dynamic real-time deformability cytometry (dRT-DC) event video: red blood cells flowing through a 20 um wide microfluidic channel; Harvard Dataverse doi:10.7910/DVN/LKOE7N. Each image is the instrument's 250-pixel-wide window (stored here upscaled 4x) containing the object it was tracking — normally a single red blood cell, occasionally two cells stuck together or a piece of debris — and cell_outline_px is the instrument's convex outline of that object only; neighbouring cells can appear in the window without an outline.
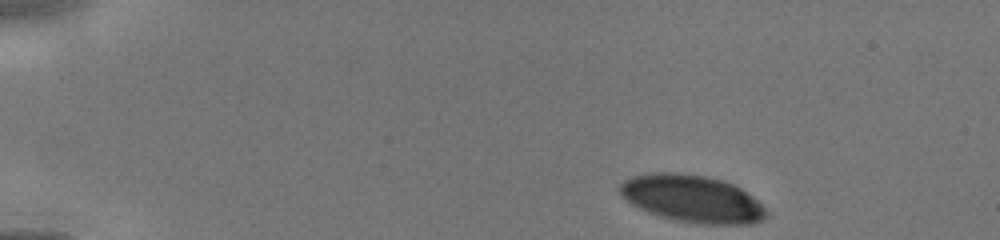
{"species": "human", "species_latin": "Homo sapiens", "temperature_condition": "cold", "stored_images_in_passage": 52, "camera_frame_rate_fps": 3000, "um_per_image_px": 0.085, "donor": {"sex": "male"}, "frame": {"image": 1, "passage_image": 1, "time_ms": 0.0, "image_size_px": [1000, 240], "cell_outline_px": [[768, 216], [764, 220], [752, 224], [704, 224], [676, 220], [660, 216], [648, 212], [632, 204], [620, 192], [620, 184], [624, 180], [632, 176], [652, 172], [676, 172], [704, 176], [724, 180], [740, 188], [752, 196], [768, 212]], "centroid_in_image_um": [58.86, 16.89], "position_along_channel_um": 26.1, "area_um2": 40.17}}
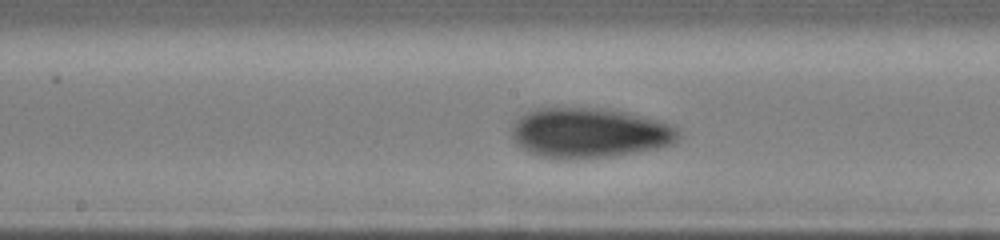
{"frame": {"image": 2, "passage_image": 30, "time_ms": 6.0, "image_size_px": [1000, 240], "cell_outline_px": [[680, 136], [672, 144], [660, 148], [616, 156], [568, 160], [540, 156], [528, 152], [512, 136], [512, 124], [520, 116], [536, 108], [596, 108], [624, 112], [672, 124], [680, 132]], "centroid_in_image_um": [50.11, 11.31], "position_along_channel_um": 198.1, "area_um2": 48.55}}
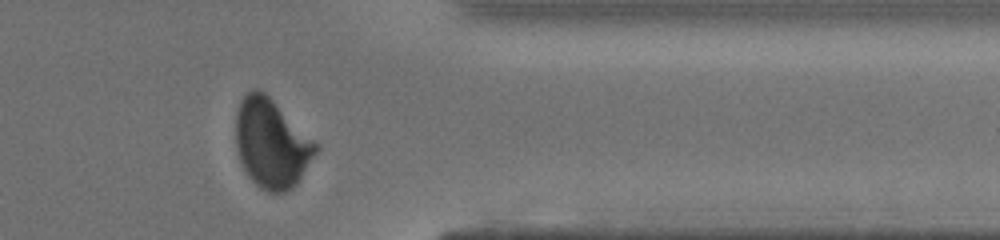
{"frame": {"image": 3, "passage_image": 45, "time_ms": 10.333, "image_size_px": [1000, 240], "cell_outline_px": [[320, 148], [300, 180], [292, 188], [284, 192], [268, 192], [260, 188], [248, 176], [240, 160], [236, 144], [236, 112], [240, 100], [248, 92], [256, 88], [264, 92], [316, 140], [320, 144]], "centroid_in_image_um": [23.11, 12.2], "position_along_channel_um": 388.3, "area_um2": 41.67}}